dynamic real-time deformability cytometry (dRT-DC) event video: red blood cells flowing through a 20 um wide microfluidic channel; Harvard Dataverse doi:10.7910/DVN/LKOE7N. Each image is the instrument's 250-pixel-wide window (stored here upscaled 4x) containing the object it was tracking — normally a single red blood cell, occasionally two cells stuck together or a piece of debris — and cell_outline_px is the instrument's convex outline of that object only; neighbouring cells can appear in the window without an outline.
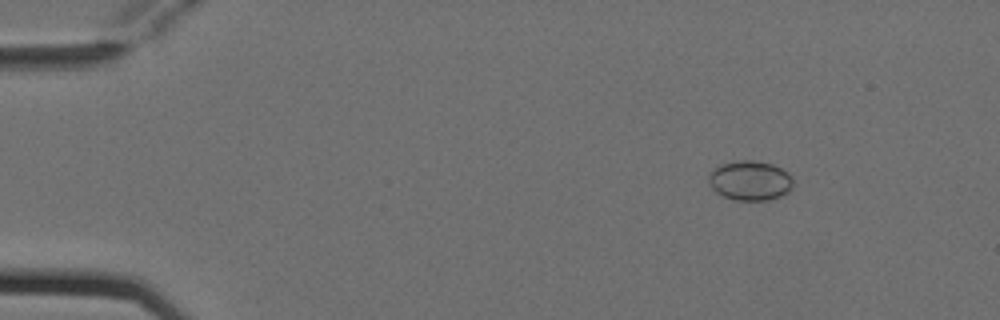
{"species": "Egyptian fruit bat (a non-hibernating species)", "species_latin": "Rousettus aegyptiacus", "temperature_condition": "cold", "stored_images_in_passage": 5, "camera_frame_rate_fps": 3000, "um_per_image_px": 0.085, "animal": {"sex": "female"}, "frame": {"image": 1, "passage_image": 1, "time_ms": 0.0, "image_size_px": [1000, 320], "cell_outline_px": [[792, 188], [788, 192], [780, 196], [768, 200], [736, 200], [724, 196], [716, 192], [712, 188], [708, 180], [708, 172], [720, 164], [740, 160], [752, 160], [772, 164], [788, 172], [792, 180]], "centroid_in_image_um": [63.73, 15.34], "position_along_channel_um": 21.3, "area_um2": 19.54}}
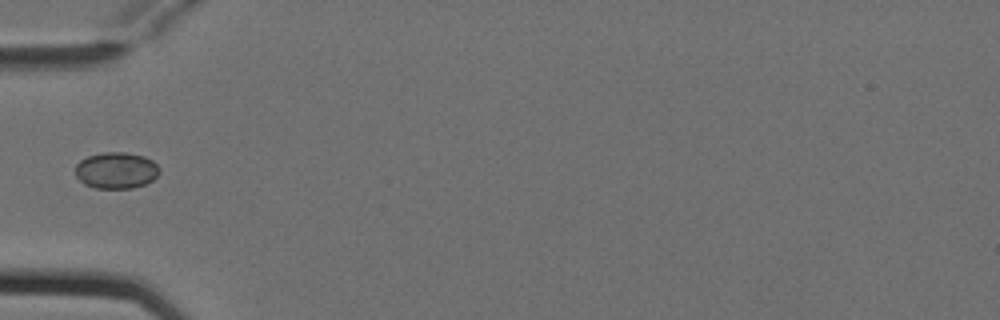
{"frame": {"image": 2, "passage_image": 4, "time_ms": 1.0, "image_size_px": [1000, 320], "cell_outline_px": [[160, 172], [152, 180], [144, 184], [132, 188], [96, 188], [84, 184], [76, 176], [76, 164], [80, 160], [88, 156], [104, 152], [124, 152], [144, 156], [152, 160], [160, 168]], "centroid_in_image_um": [9.88, 14.48], "position_along_channel_um": 75.1, "area_um2": 17.8}}
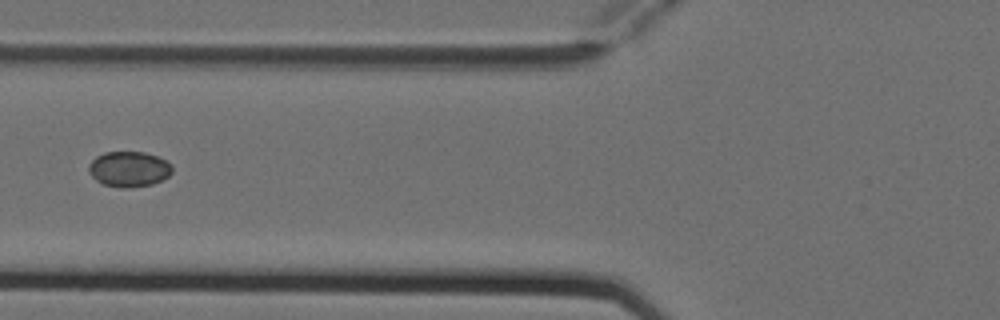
{"frame": {"image": 3, "passage_image": 5, "time_ms": 1.333, "image_size_px": [1000, 320], "cell_outline_px": [[172, 172], [168, 176], [152, 184], [128, 188], [120, 188], [104, 184], [96, 180], [88, 172], [88, 164], [96, 156], [104, 152], [144, 152], [156, 156], [172, 164]], "centroid_in_image_um": [10.94, 14.37], "position_along_channel_um": 114.9, "area_um2": 17.22}}